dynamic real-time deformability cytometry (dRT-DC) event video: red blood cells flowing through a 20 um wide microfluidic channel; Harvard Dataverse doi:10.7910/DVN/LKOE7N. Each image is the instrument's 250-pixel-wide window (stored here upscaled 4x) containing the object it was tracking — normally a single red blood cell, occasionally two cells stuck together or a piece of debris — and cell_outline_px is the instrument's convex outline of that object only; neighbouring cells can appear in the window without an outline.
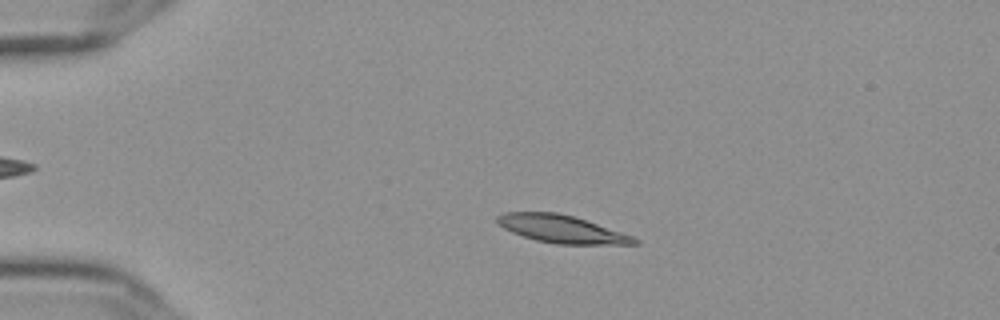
{"species": "Egyptian fruit bat (a non-hibernating species)", "species_latin": "Rousettus aegyptiacus", "temperature_condition": "cold", "stored_images_in_passage": 56, "camera_frame_rate_fps": 3000, "um_per_image_px": 0.085, "frame": {"image": 1, "passage_image": 12, "time_ms": 3.667, "image_size_px": [1000, 320], "cell_outline_px": [[640, 244], [556, 244], [536, 240], [512, 232], [504, 228], [496, 220], [496, 216], [504, 212], [556, 212], [572, 216], [632, 236], [640, 240]], "centroid_in_image_um": [47.71, 19.47], "position_along_channel_um": 37.3, "area_um2": 21.73}}
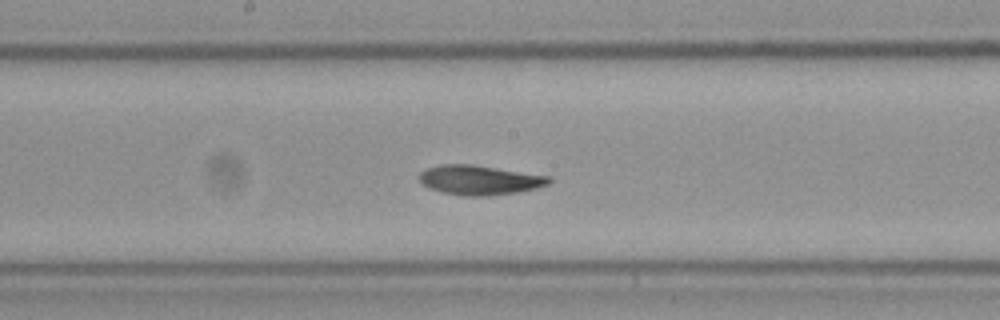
{"frame": {"image": 2, "passage_image": 30, "time_ms": 9.667, "image_size_px": [1000, 320], "cell_outline_px": [[552, 180], [548, 184], [536, 188], [520, 192], [488, 196], [464, 196], [444, 192], [428, 188], [420, 184], [420, 172], [428, 168], [440, 164], [472, 164], [548, 176]], "centroid_in_image_um": [40.74, 15.31], "position_along_channel_um": 207.5, "area_um2": 22.31}}
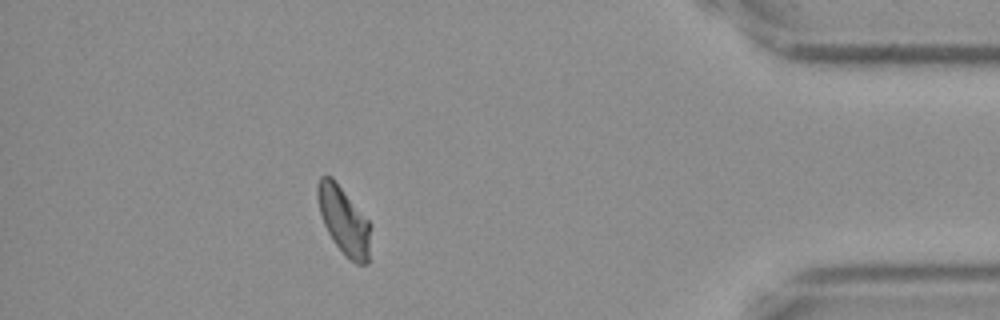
{"frame": {"image": 3, "passage_image": 50, "time_ms": 16.333, "image_size_px": [1000, 320], "cell_outline_px": [[372, 224], [368, 264], [356, 264], [344, 256], [332, 240], [324, 224], [320, 212], [316, 196], [316, 188], [320, 176], [332, 176]], "centroid_in_image_um": [29.24, 18.77], "position_along_channel_um": 406.0, "area_um2": 21.27}, "authors_computed_cell_mechanics": {"area_um2": 21.7328, "velocity_mm_per_s": 3.5939, "shape_relaxation_time_tau1_ms": 7.3386, "shape_relaxation_time_tau2_ms": 6.0297, "deformation_change_tau1": 0.1591, "deformation_change_tau2": 0.0929}}